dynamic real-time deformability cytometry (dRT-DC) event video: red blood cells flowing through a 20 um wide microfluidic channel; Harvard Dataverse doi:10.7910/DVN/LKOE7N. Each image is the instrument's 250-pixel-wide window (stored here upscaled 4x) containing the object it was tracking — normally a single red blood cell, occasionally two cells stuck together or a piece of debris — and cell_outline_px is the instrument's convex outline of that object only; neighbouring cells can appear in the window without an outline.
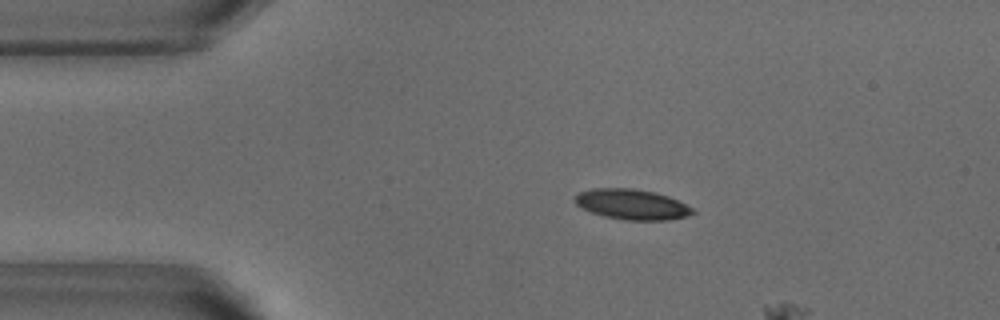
{"species": "common noctule bat (a hibernating species)", "species_latin": "Nyctalus noctula", "temperature_condition": "warm", "stored_images_in_passage": 4, "camera_frame_rate_fps": 3000, "um_per_image_px": 0.085, "animal": {"sex": "male", "body_mass_g": 18.8}, "frame": {"image": 1, "passage_image": 2, "time_ms": 0.333, "image_size_px": [1000, 320], "cell_outline_px": [[696, 212], [688, 216], [668, 220], [628, 220], [604, 216], [592, 212], [576, 204], [576, 196], [580, 192], [592, 188], [632, 188], [652, 192], [668, 196], [692, 208]], "centroid_in_image_um": [53.73, 17.37], "position_along_channel_um": 31.3, "area_um2": 20.46}}